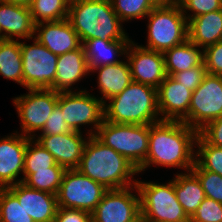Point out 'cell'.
<instances>
[{
	"mask_svg": "<svg viewBox=\"0 0 222 222\" xmlns=\"http://www.w3.org/2000/svg\"><path fill=\"white\" fill-rule=\"evenodd\" d=\"M41 132L38 136L72 133L74 130L65 122L60 107L56 105Z\"/></svg>",
	"mask_w": 222,
	"mask_h": 222,
	"instance_id": "cell-37",
	"label": "cell"
},
{
	"mask_svg": "<svg viewBox=\"0 0 222 222\" xmlns=\"http://www.w3.org/2000/svg\"><path fill=\"white\" fill-rule=\"evenodd\" d=\"M54 222H92L91 214L81 209L58 206Z\"/></svg>",
	"mask_w": 222,
	"mask_h": 222,
	"instance_id": "cell-40",
	"label": "cell"
},
{
	"mask_svg": "<svg viewBox=\"0 0 222 222\" xmlns=\"http://www.w3.org/2000/svg\"><path fill=\"white\" fill-rule=\"evenodd\" d=\"M35 23L27 6L0 1V39H33ZM14 37V39H13Z\"/></svg>",
	"mask_w": 222,
	"mask_h": 222,
	"instance_id": "cell-20",
	"label": "cell"
},
{
	"mask_svg": "<svg viewBox=\"0 0 222 222\" xmlns=\"http://www.w3.org/2000/svg\"><path fill=\"white\" fill-rule=\"evenodd\" d=\"M57 105L60 107L65 122L74 130L81 132L80 126L93 125L87 130L88 136H95L104 121V103L89 94L87 90L60 92Z\"/></svg>",
	"mask_w": 222,
	"mask_h": 222,
	"instance_id": "cell-8",
	"label": "cell"
},
{
	"mask_svg": "<svg viewBox=\"0 0 222 222\" xmlns=\"http://www.w3.org/2000/svg\"><path fill=\"white\" fill-rule=\"evenodd\" d=\"M162 3L171 4V0H160Z\"/></svg>",
	"mask_w": 222,
	"mask_h": 222,
	"instance_id": "cell-44",
	"label": "cell"
},
{
	"mask_svg": "<svg viewBox=\"0 0 222 222\" xmlns=\"http://www.w3.org/2000/svg\"><path fill=\"white\" fill-rule=\"evenodd\" d=\"M35 139L36 138H30L27 142L24 158V171L21 178L22 182L29 174L33 173V170L47 169L56 164L53 155H51Z\"/></svg>",
	"mask_w": 222,
	"mask_h": 222,
	"instance_id": "cell-30",
	"label": "cell"
},
{
	"mask_svg": "<svg viewBox=\"0 0 222 222\" xmlns=\"http://www.w3.org/2000/svg\"><path fill=\"white\" fill-rule=\"evenodd\" d=\"M182 0H171V4H179Z\"/></svg>",
	"mask_w": 222,
	"mask_h": 222,
	"instance_id": "cell-43",
	"label": "cell"
},
{
	"mask_svg": "<svg viewBox=\"0 0 222 222\" xmlns=\"http://www.w3.org/2000/svg\"><path fill=\"white\" fill-rule=\"evenodd\" d=\"M77 169L106 189H121L136 185L137 169L121 154L104 145L95 136H87ZM133 179V180H132Z\"/></svg>",
	"mask_w": 222,
	"mask_h": 222,
	"instance_id": "cell-2",
	"label": "cell"
},
{
	"mask_svg": "<svg viewBox=\"0 0 222 222\" xmlns=\"http://www.w3.org/2000/svg\"><path fill=\"white\" fill-rule=\"evenodd\" d=\"M206 74L207 70L205 63H203L201 66L177 72L172 77L180 84L186 86L187 89L194 91L201 84Z\"/></svg>",
	"mask_w": 222,
	"mask_h": 222,
	"instance_id": "cell-38",
	"label": "cell"
},
{
	"mask_svg": "<svg viewBox=\"0 0 222 222\" xmlns=\"http://www.w3.org/2000/svg\"><path fill=\"white\" fill-rule=\"evenodd\" d=\"M113 9L121 22L146 16L161 2L160 0H111Z\"/></svg>",
	"mask_w": 222,
	"mask_h": 222,
	"instance_id": "cell-31",
	"label": "cell"
},
{
	"mask_svg": "<svg viewBox=\"0 0 222 222\" xmlns=\"http://www.w3.org/2000/svg\"><path fill=\"white\" fill-rule=\"evenodd\" d=\"M104 103V120L111 123L150 125L161 121L157 89L132 81ZM159 117V118H158Z\"/></svg>",
	"mask_w": 222,
	"mask_h": 222,
	"instance_id": "cell-4",
	"label": "cell"
},
{
	"mask_svg": "<svg viewBox=\"0 0 222 222\" xmlns=\"http://www.w3.org/2000/svg\"><path fill=\"white\" fill-rule=\"evenodd\" d=\"M165 69L167 75L185 71L204 63V49L187 39L182 44L176 45L164 53Z\"/></svg>",
	"mask_w": 222,
	"mask_h": 222,
	"instance_id": "cell-25",
	"label": "cell"
},
{
	"mask_svg": "<svg viewBox=\"0 0 222 222\" xmlns=\"http://www.w3.org/2000/svg\"><path fill=\"white\" fill-rule=\"evenodd\" d=\"M150 125L119 124L103 121L95 137L124 156L137 170L149 150Z\"/></svg>",
	"mask_w": 222,
	"mask_h": 222,
	"instance_id": "cell-7",
	"label": "cell"
},
{
	"mask_svg": "<svg viewBox=\"0 0 222 222\" xmlns=\"http://www.w3.org/2000/svg\"><path fill=\"white\" fill-rule=\"evenodd\" d=\"M65 169L57 163L42 170H33L22 183L27 187L57 195Z\"/></svg>",
	"mask_w": 222,
	"mask_h": 222,
	"instance_id": "cell-29",
	"label": "cell"
},
{
	"mask_svg": "<svg viewBox=\"0 0 222 222\" xmlns=\"http://www.w3.org/2000/svg\"><path fill=\"white\" fill-rule=\"evenodd\" d=\"M190 222H222V204L206 197L190 217Z\"/></svg>",
	"mask_w": 222,
	"mask_h": 222,
	"instance_id": "cell-35",
	"label": "cell"
},
{
	"mask_svg": "<svg viewBox=\"0 0 222 222\" xmlns=\"http://www.w3.org/2000/svg\"><path fill=\"white\" fill-rule=\"evenodd\" d=\"M29 9L36 25L67 19L69 3L66 0H32Z\"/></svg>",
	"mask_w": 222,
	"mask_h": 222,
	"instance_id": "cell-28",
	"label": "cell"
},
{
	"mask_svg": "<svg viewBox=\"0 0 222 222\" xmlns=\"http://www.w3.org/2000/svg\"><path fill=\"white\" fill-rule=\"evenodd\" d=\"M192 92L172 76L167 75L157 88L161 120L181 121L189 112Z\"/></svg>",
	"mask_w": 222,
	"mask_h": 222,
	"instance_id": "cell-18",
	"label": "cell"
},
{
	"mask_svg": "<svg viewBox=\"0 0 222 222\" xmlns=\"http://www.w3.org/2000/svg\"><path fill=\"white\" fill-rule=\"evenodd\" d=\"M175 192L178 202L189 218L206 198L198 177L192 171L175 176Z\"/></svg>",
	"mask_w": 222,
	"mask_h": 222,
	"instance_id": "cell-26",
	"label": "cell"
},
{
	"mask_svg": "<svg viewBox=\"0 0 222 222\" xmlns=\"http://www.w3.org/2000/svg\"><path fill=\"white\" fill-rule=\"evenodd\" d=\"M199 132L182 121L161 120L150 124L149 150L138 173L151 165L191 171Z\"/></svg>",
	"mask_w": 222,
	"mask_h": 222,
	"instance_id": "cell-1",
	"label": "cell"
},
{
	"mask_svg": "<svg viewBox=\"0 0 222 222\" xmlns=\"http://www.w3.org/2000/svg\"><path fill=\"white\" fill-rule=\"evenodd\" d=\"M222 117V76L207 73L192 92L188 114L181 120L198 132Z\"/></svg>",
	"mask_w": 222,
	"mask_h": 222,
	"instance_id": "cell-9",
	"label": "cell"
},
{
	"mask_svg": "<svg viewBox=\"0 0 222 222\" xmlns=\"http://www.w3.org/2000/svg\"><path fill=\"white\" fill-rule=\"evenodd\" d=\"M191 171L198 177L205 197L222 204V176L203 169L196 161Z\"/></svg>",
	"mask_w": 222,
	"mask_h": 222,
	"instance_id": "cell-34",
	"label": "cell"
},
{
	"mask_svg": "<svg viewBox=\"0 0 222 222\" xmlns=\"http://www.w3.org/2000/svg\"><path fill=\"white\" fill-rule=\"evenodd\" d=\"M136 190V194L132 191ZM92 222H142L136 185L107 190L91 213Z\"/></svg>",
	"mask_w": 222,
	"mask_h": 222,
	"instance_id": "cell-13",
	"label": "cell"
},
{
	"mask_svg": "<svg viewBox=\"0 0 222 222\" xmlns=\"http://www.w3.org/2000/svg\"><path fill=\"white\" fill-rule=\"evenodd\" d=\"M29 139L17 131L0 139V188L22 182V179L17 177L24 171V158Z\"/></svg>",
	"mask_w": 222,
	"mask_h": 222,
	"instance_id": "cell-15",
	"label": "cell"
},
{
	"mask_svg": "<svg viewBox=\"0 0 222 222\" xmlns=\"http://www.w3.org/2000/svg\"><path fill=\"white\" fill-rule=\"evenodd\" d=\"M1 2L11 3V4H18L29 7L32 0H0Z\"/></svg>",
	"mask_w": 222,
	"mask_h": 222,
	"instance_id": "cell-42",
	"label": "cell"
},
{
	"mask_svg": "<svg viewBox=\"0 0 222 222\" xmlns=\"http://www.w3.org/2000/svg\"><path fill=\"white\" fill-rule=\"evenodd\" d=\"M96 71L98 72L97 87L103 96L100 98L103 103L120 94L133 81L128 60L116 64L97 66L90 70L91 73Z\"/></svg>",
	"mask_w": 222,
	"mask_h": 222,
	"instance_id": "cell-22",
	"label": "cell"
},
{
	"mask_svg": "<svg viewBox=\"0 0 222 222\" xmlns=\"http://www.w3.org/2000/svg\"><path fill=\"white\" fill-rule=\"evenodd\" d=\"M34 38L60 56L82 46V42L68 19L55 22H42L35 25Z\"/></svg>",
	"mask_w": 222,
	"mask_h": 222,
	"instance_id": "cell-17",
	"label": "cell"
},
{
	"mask_svg": "<svg viewBox=\"0 0 222 222\" xmlns=\"http://www.w3.org/2000/svg\"><path fill=\"white\" fill-rule=\"evenodd\" d=\"M195 161L205 170L222 176V148L209 144L200 134L196 139Z\"/></svg>",
	"mask_w": 222,
	"mask_h": 222,
	"instance_id": "cell-32",
	"label": "cell"
},
{
	"mask_svg": "<svg viewBox=\"0 0 222 222\" xmlns=\"http://www.w3.org/2000/svg\"><path fill=\"white\" fill-rule=\"evenodd\" d=\"M126 55L134 82L157 89L167 77L163 53L146 49L131 39Z\"/></svg>",
	"mask_w": 222,
	"mask_h": 222,
	"instance_id": "cell-14",
	"label": "cell"
},
{
	"mask_svg": "<svg viewBox=\"0 0 222 222\" xmlns=\"http://www.w3.org/2000/svg\"><path fill=\"white\" fill-rule=\"evenodd\" d=\"M32 45L20 42L23 64V86L28 89H52L58 56L35 38Z\"/></svg>",
	"mask_w": 222,
	"mask_h": 222,
	"instance_id": "cell-11",
	"label": "cell"
},
{
	"mask_svg": "<svg viewBox=\"0 0 222 222\" xmlns=\"http://www.w3.org/2000/svg\"><path fill=\"white\" fill-rule=\"evenodd\" d=\"M0 222H35L7 189L0 188Z\"/></svg>",
	"mask_w": 222,
	"mask_h": 222,
	"instance_id": "cell-33",
	"label": "cell"
},
{
	"mask_svg": "<svg viewBox=\"0 0 222 222\" xmlns=\"http://www.w3.org/2000/svg\"><path fill=\"white\" fill-rule=\"evenodd\" d=\"M90 73L83 45L58 56L54 81L55 92H73L71 87Z\"/></svg>",
	"mask_w": 222,
	"mask_h": 222,
	"instance_id": "cell-21",
	"label": "cell"
},
{
	"mask_svg": "<svg viewBox=\"0 0 222 222\" xmlns=\"http://www.w3.org/2000/svg\"><path fill=\"white\" fill-rule=\"evenodd\" d=\"M82 132L74 131L59 135L38 136L37 142L44 147L54 160L65 170L77 169L88 138Z\"/></svg>",
	"mask_w": 222,
	"mask_h": 222,
	"instance_id": "cell-16",
	"label": "cell"
},
{
	"mask_svg": "<svg viewBox=\"0 0 222 222\" xmlns=\"http://www.w3.org/2000/svg\"><path fill=\"white\" fill-rule=\"evenodd\" d=\"M13 99L14 106L21 122L23 136L35 138V132L42 131L45 122L58 102L59 93L52 89H28Z\"/></svg>",
	"mask_w": 222,
	"mask_h": 222,
	"instance_id": "cell-12",
	"label": "cell"
},
{
	"mask_svg": "<svg viewBox=\"0 0 222 222\" xmlns=\"http://www.w3.org/2000/svg\"><path fill=\"white\" fill-rule=\"evenodd\" d=\"M179 5L182 13L189 21L202 14L222 9V0H182ZM189 11L193 12V14H187Z\"/></svg>",
	"mask_w": 222,
	"mask_h": 222,
	"instance_id": "cell-36",
	"label": "cell"
},
{
	"mask_svg": "<svg viewBox=\"0 0 222 222\" xmlns=\"http://www.w3.org/2000/svg\"><path fill=\"white\" fill-rule=\"evenodd\" d=\"M199 134L211 145L222 148V117L209 122Z\"/></svg>",
	"mask_w": 222,
	"mask_h": 222,
	"instance_id": "cell-41",
	"label": "cell"
},
{
	"mask_svg": "<svg viewBox=\"0 0 222 222\" xmlns=\"http://www.w3.org/2000/svg\"><path fill=\"white\" fill-rule=\"evenodd\" d=\"M188 39L200 47L222 40V9L202 14L188 21Z\"/></svg>",
	"mask_w": 222,
	"mask_h": 222,
	"instance_id": "cell-23",
	"label": "cell"
},
{
	"mask_svg": "<svg viewBox=\"0 0 222 222\" xmlns=\"http://www.w3.org/2000/svg\"><path fill=\"white\" fill-rule=\"evenodd\" d=\"M130 42L131 40L112 41L101 38L86 40L82 45L85 49L89 69L121 62L122 60L117 57L126 55Z\"/></svg>",
	"mask_w": 222,
	"mask_h": 222,
	"instance_id": "cell-24",
	"label": "cell"
},
{
	"mask_svg": "<svg viewBox=\"0 0 222 222\" xmlns=\"http://www.w3.org/2000/svg\"><path fill=\"white\" fill-rule=\"evenodd\" d=\"M173 178L166 184L136 180L140 195L142 222L190 221L178 202L175 192V177Z\"/></svg>",
	"mask_w": 222,
	"mask_h": 222,
	"instance_id": "cell-6",
	"label": "cell"
},
{
	"mask_svg": "<svg viewBox=\"0 0 222 222\" xmlns=\"http://www.w3.org/2000/svg\"><path fill=\"white\" fill-rule=\"evenodd\" d=\"M148 17L146 49L164 53L188 39V20L179 4L160 2Z\"/></svg>",
	"mask_w": 222,
	"mask_h": 222,
	"instance_id": "cell-5",
	"label": "cell"
},
{
	"mask_svg": "<svg viewBox=\"0 0 222 222\" xmlns=\"http://www.w3.org/2000/svg\"><path fill=\"white\" fill-rule=\"evenodd\" d=\"M67 19L82 44L94 38L130 40L111 0H80L70 3Z\"/></svg>",
	"mask_w": 222,
	"mask_h": 222,
	"instance_id": "cell-3",
	"label": "cell"
},
{
	"mask_svg": "<svg viewBox=\"0 0 222 222\" xmlns=\"http://www.w3.org/2000/svg\"><path fill=\"white\" fill-rule=\"evenodd\" d=\"M207 73L222 76V40L204 49Z\"/></svg>",
	"mask_w": 222,
	"mask_h": 222,
	"instance_id": "cell-39",
	"label": "cell"
},
{
	"mask_svg": "<svg viewBox=\"0 0 222 222\" xmlns=\"http://www.w3.org/2000/svg\"><path fill=\"white\" fill-rule=\"evenodd\" d=\"M7 189L35 222H54L58 208L56 195L29 188L22 182Z\"/></svg>",
	"mask_w": 222,
	"mask_h": 222,
	"instance_id": "cell-19",
	"label": "cell"
},
{
	"mask_svg": "<svg viewBox=\"0 0 222 222\" xmlns=\"http://www.w3.org/2000/svg\"><path fill=\"white\" fill-rule=\"evenodd\" d=\"M69 4L80 0H66Z\"/></svg>",
	"mask_w": 222,
	"mask_h": 222,
	"instance_id": "cell-45",
	"label": "cell"
},
{
	"mask_svg": "<svg viewBox=\"0 0 222 222\" xmlns=\"http://www.w3.org/2000/svg\"><path fill=\"white\" fill-rule=\"evenodd\" d=\"M78 169L65 170L57 193V205L92 213L107 191Z\"/></svg>",
	"mask_w": 222,
	"mask_h": 222,
	"instance_id": "cell-10",
	"label": "cell"
},
{
	"mask_svg": "<svg viewBox=\"0 0 222 222\" xmlns=\"http://www.w3.org/2000/svg\"><path fill=\"white\" fill-rule=\"evenodd\" d=\"M0 75L23 86V64L18 39H0Z\"/></svg>",
	"mask_w": 222,
	"mask_h": 222,
	"instance_id": "cell-27",
	"label": "cell"
}]
</instances>
